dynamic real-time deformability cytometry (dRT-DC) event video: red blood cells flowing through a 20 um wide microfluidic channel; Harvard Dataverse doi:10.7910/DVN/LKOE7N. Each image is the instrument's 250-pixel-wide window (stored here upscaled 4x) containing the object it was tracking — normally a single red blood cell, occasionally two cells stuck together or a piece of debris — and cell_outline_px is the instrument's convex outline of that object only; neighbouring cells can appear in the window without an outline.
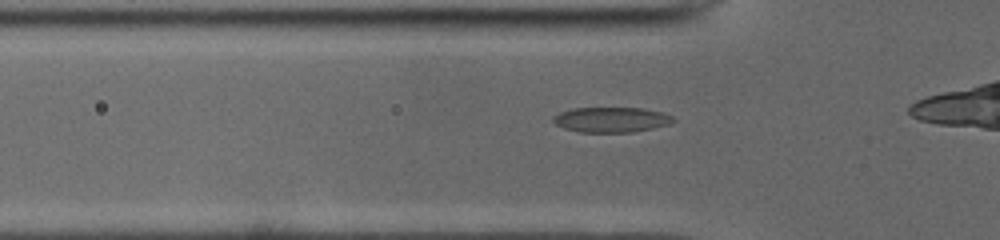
{"species": "common noctule bat (a hibernating species)", "species_latin": "Nyctalus noctula", "temperature_condition": "cold", "stored_images_in_passage": 35, "camera_frame_rate_fps": 3000, "um_per_image_px": 0.085, "animal": {"sex": "male", "body_mass_g": 19.0, "forearm_length_mm": 50.8}, "frame": {"image": 1, "passage_image": 11, "time_ms": 3.333, "image_size_px": [1000, 240], "cell_outline_px": [[676, 120], [668, 124], [652, 128], [632, 132], [580, 132], [564, 128], [556, 124], [552, 120], [552, 116], [560, 112], [572, 108], [644, 108], [660, 112], [672, 116]], "centroid_in_image_um": [51.93, 10.17], "position_along_channel_um": 73.9, "area_um2": 17.51}}
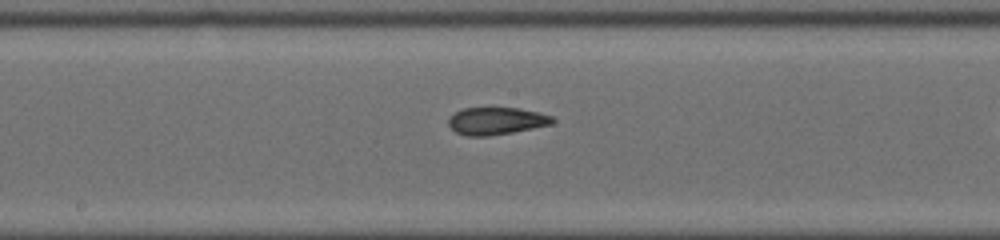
{"frame": {"image": 2, "passage_image": 21, "time_ms": 6.667, "image_size_px": [1000, 240], "cell_outline_px": [[556, 120], [552, 124], [512, 132], [488, 136], [468, 136], [456, 132], [448, 124], [448, 116], [464, 108], [520, 108], [540, 112], [552, 116]], "centroid_in_image_um": [42.19, 10.27], "position_along_channel_um": 206.0, "area_um2": 16.59}}
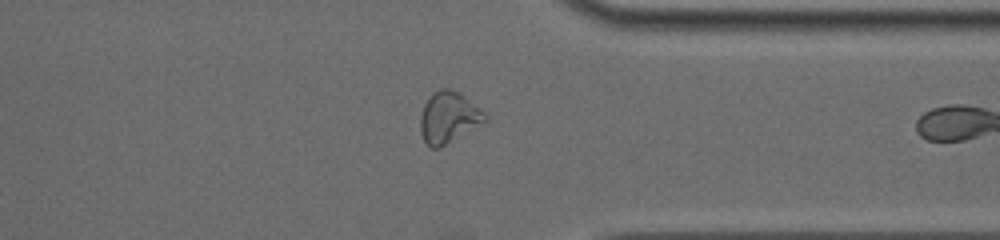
{"frame": {"image": 3, "passage_image": 34, "time_ms": 11.0, "image_size_px": [1000, 240], "cell_outline_px": [[488, 120], [440, 148], [432, 148], [424, 140], [420, 132], [420, 116], [424, 104], [432, 92], [440, 88], [448, 88], [460, 92], [484, 112], [488, 116]], "centroid_in_image_um": [38.12, 9.96], "position_along_channel_um": 373.3, "area_um2": 19.36}}